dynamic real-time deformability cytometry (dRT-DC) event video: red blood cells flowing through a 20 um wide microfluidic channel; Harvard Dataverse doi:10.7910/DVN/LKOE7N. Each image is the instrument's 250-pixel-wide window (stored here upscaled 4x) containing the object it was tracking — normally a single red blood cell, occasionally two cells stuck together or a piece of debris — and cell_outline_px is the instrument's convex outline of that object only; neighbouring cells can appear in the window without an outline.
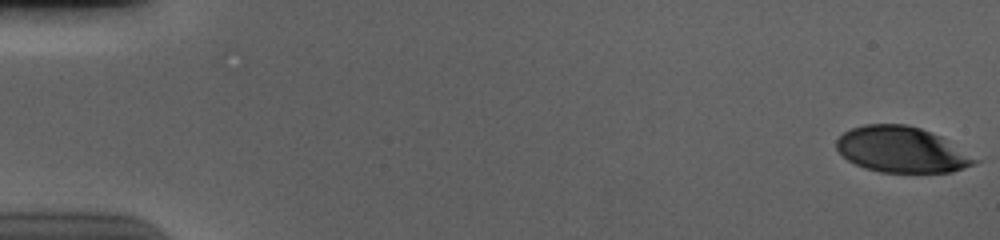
{"species": "human", "species_latin": "Homo sapiens", "temperature_condition": "cold", "stored_images_in_passage": 57, "camera_frame_rate_fps": 3000, "um_per_image_px": 0.085, "donor": {"sex": "male"}, "frame": {"image": 1, "passage_image": 1, "time_ms": 0.0, "image_size_px": [1000, 240], "cell_outline_px": [[984, 160], [976, 164], [952, 172], [880, 172], [864, 168], [848, 160], [836, 148], [836, 140], [844, 132], [852, 128], [864, 124], [904, 124], [920, 128], [940, 136]], "centroid_in_image_um": [76.7, 12.73], "position_along_channel_um": 8.3, "area_um2": 37.11}}
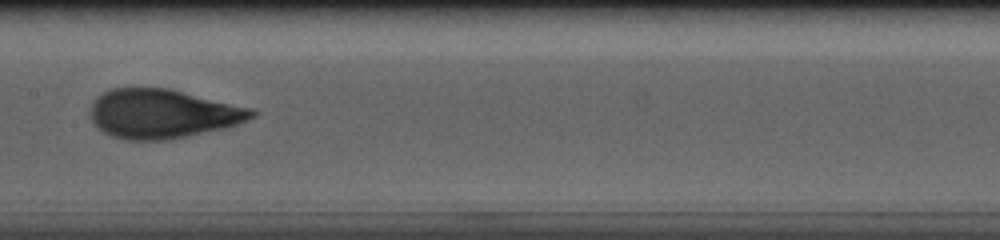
{"frame": {"image": 2, "passage_image": 30, "time_ms": 9.667, "image_size_px": [1000, 240], "cell_outline_px": [[256, 116], [236, 124], [224, 128], [188, 136], [164, 140], [124, 140], [112, 136], [96, 128], [88, 112], [92, 104], [104, 92], [112, 88], [168, 88], [252, 108], [256, 112]], "centroid_in_image_um": [13.8, 9.67], "position_along_channel_um": 193.6, "area_um2": 46.07}}
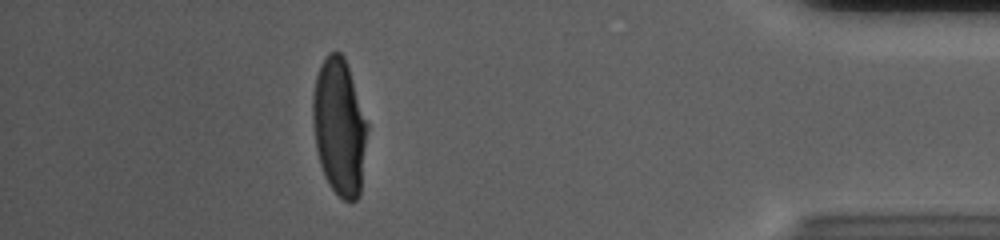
{"frame": {"image": 3, "passage_image": 51, "time_ms": 16.667, "image_size_px": [1000, 240], "cell_outline_px": [[368, 128], [360, 196], [356, 200], [344, 200], [328, 184], [324, 176], [320, 164], [316, 148], [312, 120], [312, 96], [316, 76], [320, 64], [328, 52], [340, 52], [344, 56], [368, 124]], "centroid_in_image_um": [28.83, 10.78], "position_along_channel_um": 406.4, "area_um2": 43.58}, "authors_computed_cell_mechanics": {"area_um2": 44.4482, "velocity_mm_per_s": 3.6863, "shape_relaxation_time_tau1_ms": 4.6611, "shape_relaxation_time_tau2_ms": null, "deformation_change_tau1": 0.2202, "deformation_change_tau2": null}}